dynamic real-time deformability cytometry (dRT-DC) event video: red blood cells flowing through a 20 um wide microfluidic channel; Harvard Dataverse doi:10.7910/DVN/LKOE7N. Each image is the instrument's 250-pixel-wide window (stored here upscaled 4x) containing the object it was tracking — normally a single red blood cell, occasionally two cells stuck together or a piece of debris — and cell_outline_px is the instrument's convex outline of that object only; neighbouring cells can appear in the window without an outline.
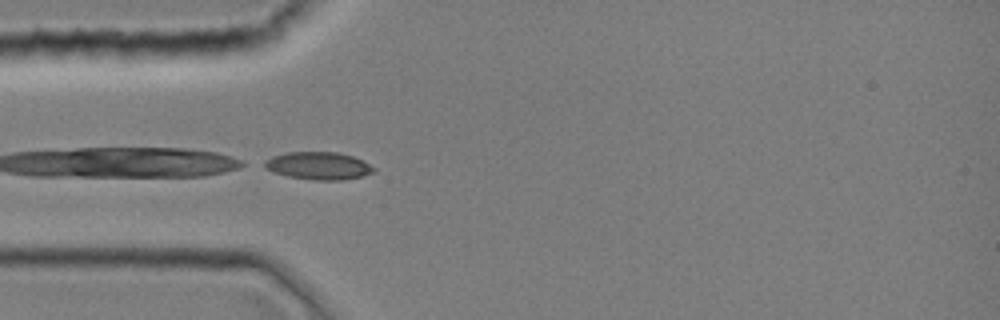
{"species": "common noctule bat (a hibernating species)", "species_latin": "Nyctalus noctula", "temperature_condition": "room temperature", "stored_images_in_passage": 37, "camera_frame_rate_fps": 3000, "um_per_image_px": 0.085, "animal": {"sex": "female", "body_mass_g": 19.0, "forearm_length_mm": 51.5}, "frame": {"image": 1, "passage_image": 12, "time_ms": 3.667, "image_size_px": [1000, 320], "cell_outline_px": [[376, 172], [364, 176], [340, 180], [316, 180], [288, 176], [264, 168], [256, 164], [272, 156], [284, 152], [336, 152], [352, 156], [376, 168]], "centroid_in_image_um": [27.01, 14.08], "position_along_channel_um": 58.0, "area_um2": 17.74}}
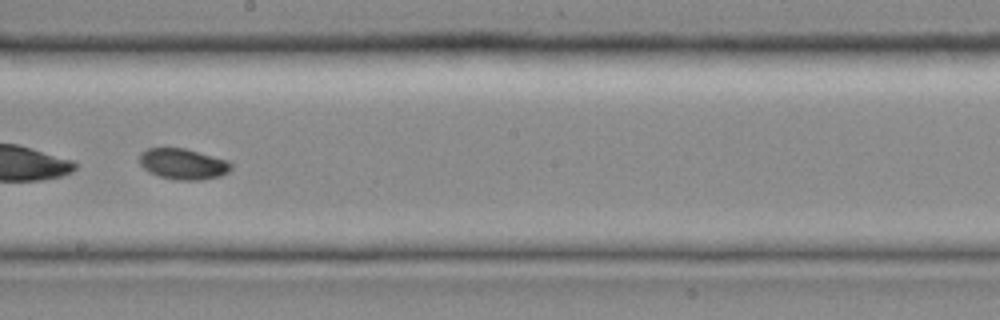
{"frame": {"image": 2, "passage_image": 24, "time_ms": 7.667, "image_size_px": [1000, 320], "cell_outline_px": [[232, 168], [228, 172], [220, 176], [200, 180], [176, 180], [160, 176], [148, 172], [140, 164], [140, 152], [148, 148], [184, 148], [228, 160], [232, 164]], "centroid_in_image_um": [15.56, 13.94], "position_along_channel_um": 232.6, "area_um2": 16.47}}
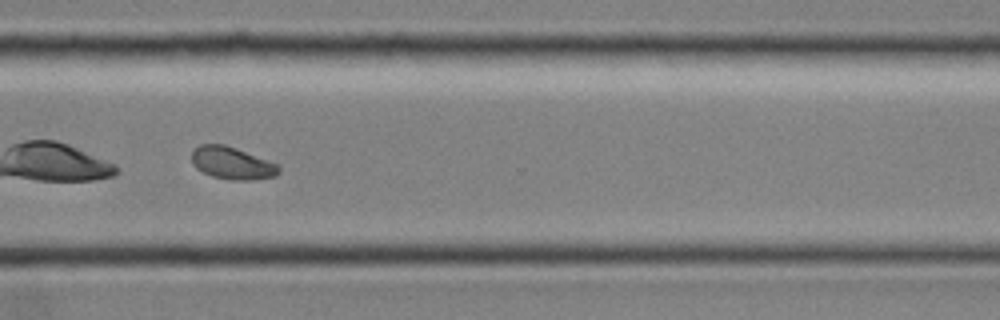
{"frame": {"image": 3, "passage_image": 32, "time_ms": 10.333, "image_size_px": [1000, 320], "cell_outline_px": [[280, 172], [276, 176], [252, 180], [232, 180], [212, 176], [196, 168], [192, 164], [192, 148], [200, 144], [224, 144], [236, 148], [280, 164]], "centroid_in_image_um": [19.74, 13.86], "position_along_channel_um": 350.9, "area_um2": 16.65}}